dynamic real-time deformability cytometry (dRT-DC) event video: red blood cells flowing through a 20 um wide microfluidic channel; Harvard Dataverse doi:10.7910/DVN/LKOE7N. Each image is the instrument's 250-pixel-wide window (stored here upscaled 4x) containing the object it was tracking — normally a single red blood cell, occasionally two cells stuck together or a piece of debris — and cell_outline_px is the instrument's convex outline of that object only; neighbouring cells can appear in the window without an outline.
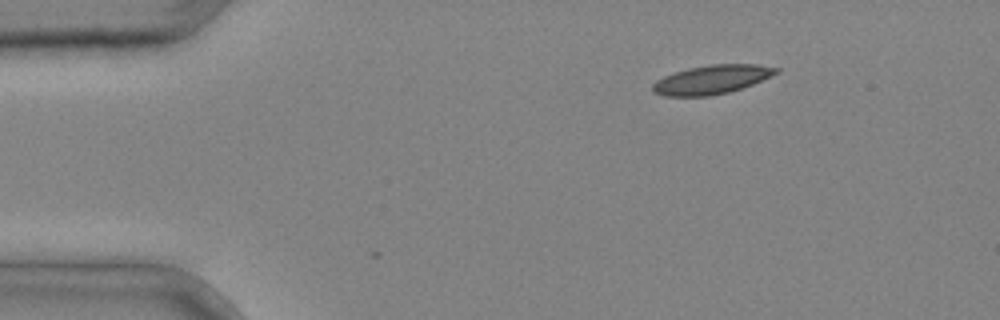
{"species": "common noctule bat (a hibernating species)", "species_latin": "Nyctalus noctula", "temperature_condition": "cold", "stored_images_in_passage": 3, "camera_frame_rate_fps": 3000, "um_per_image_px": 0.085, "animal": {"sex": "male", "body_mass_g": 20.4}, "frame": {"image": 1, "passage_image": 1, "time_ms": 0.0, "image_size_px": [1000, 320], "cell_outline_px": [[780, 72], [752, 84], [728, 92], [708, 96], [664, 96], [652, 92], [652, 84], [656, 80], [664, 76], [688, 68], [712, 64], [756, 64], [780, 68]], "centroid_in_image_um": [60.48, 6.76], "position_along_channel_um": 24.5, "area_um2": 20.69}}
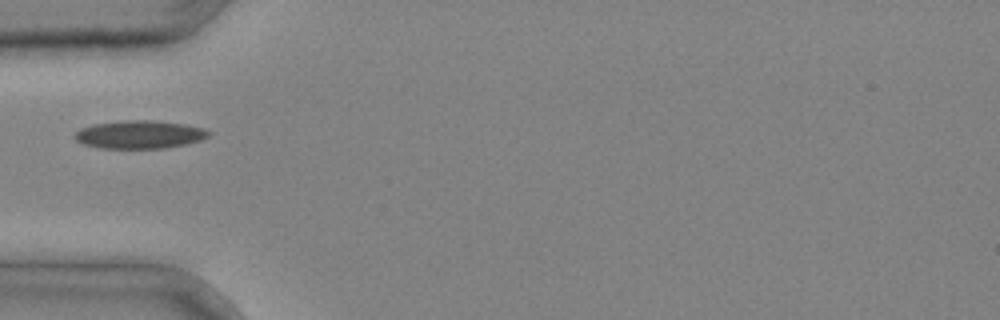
{"frame": {"image": 2, "passage_image": 3, "time_ms": 0.667, "image_size_px": [1000, 320], "cell_outline_px": [[212, 132], [208, 136], [200, 140], [184, 144], [164, 148], [100, 148], [84, 144], [76, 140], [72, 136], [80, 128], [92, 124], [124, 120], [152, 120], [184, 124], [204, 128]], "centroid_in_image_um": [11.83, 11.42], "position_along_channel_um": 73.2, "area_um2": 21.91}}